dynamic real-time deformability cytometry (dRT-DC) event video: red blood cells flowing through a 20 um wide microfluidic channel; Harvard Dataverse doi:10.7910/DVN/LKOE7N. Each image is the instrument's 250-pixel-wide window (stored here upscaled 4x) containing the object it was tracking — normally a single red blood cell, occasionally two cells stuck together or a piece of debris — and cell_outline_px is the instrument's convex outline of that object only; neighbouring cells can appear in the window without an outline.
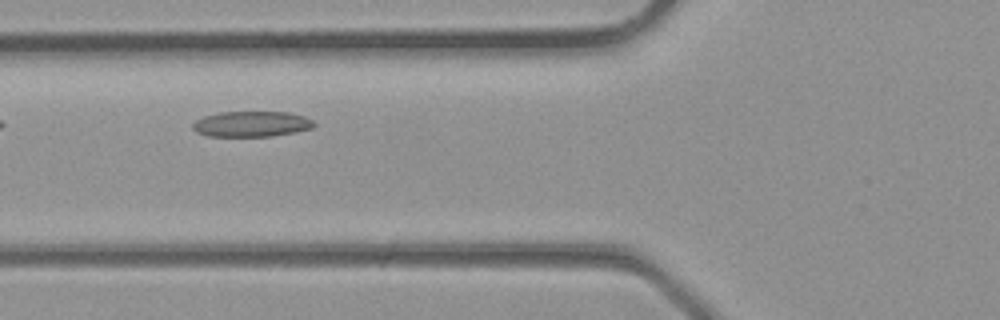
{"species": "common noctule bat (a hibernating species)", "species_latin": "Nyctalus noctula", "temperature_condition": "room temperature", "stored_images_in_passage": 6, "camera_frame_rate_fps": 3000, "um_per_image_px": 0.085, "animal": {"sex": "male", "body_mass_g": 23.1, "forearm_length_mm": 52.7}, "frame": {"image": 1, "passage_image": 5, "time_ms": 1.333, "image_size_px": [1000, 320], "cell_outline_px": [[316, 124], [312, 128], [272, 136], [208, 136], [196, 132], [192, 128], [192, 124], [196, 120], [204, 116], [220, 112], [288, 112], [304, 116], [312, 120]], "centroid_in_image_um": [21.36, 10.53], "position_along_channel_um": 104.4, "area_um2": 17.98}}
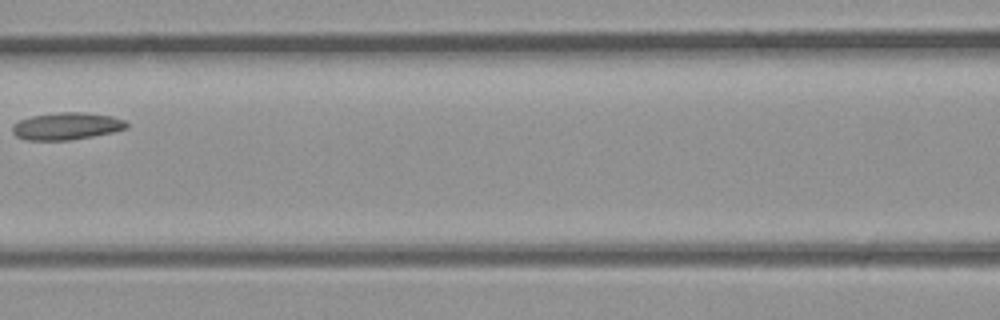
{"frame": {"image": 2, "passage_image": 6, "time_ms": 1.667, "image_size_px": [1000, 320], "cell_outline_px": [[128, 128], [112, 132], [92, 136], [68, 140], [24, 140], [16, 136], [12, 132], [12, 124], [20, 120], [32, 116], [60, 112], [84, 112], [112, 116], [124, 120], [128, 124]], "centroid_in_image_um": [5.65, 10.72], "position_along_channel_um": 161.0, "area_um2": 18.09}}